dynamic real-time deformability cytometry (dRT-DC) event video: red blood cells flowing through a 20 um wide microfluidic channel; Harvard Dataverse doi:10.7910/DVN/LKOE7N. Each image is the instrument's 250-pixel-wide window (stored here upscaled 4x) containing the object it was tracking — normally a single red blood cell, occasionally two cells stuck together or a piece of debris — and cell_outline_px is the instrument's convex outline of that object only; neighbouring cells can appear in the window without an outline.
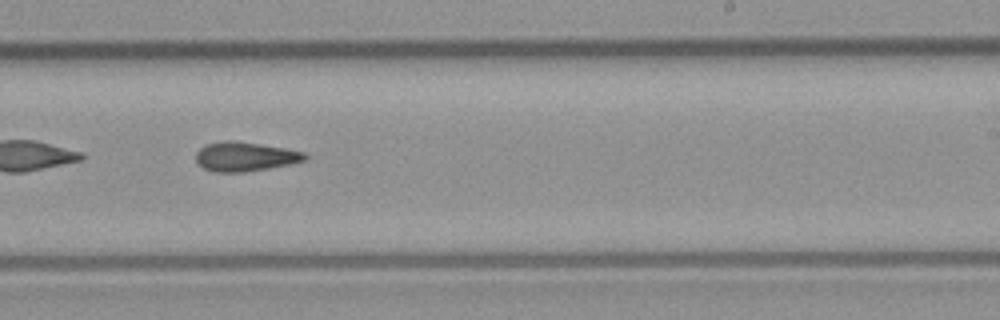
{"species": "common noctule bat (a hibernating species)", "species_latin": "Nyctalus noctula", "temperature_condition": "room temperature", "stored_images_in_passage": 35, "camera_frame_rate_fps": 3000, "um_per_image_px": 0.085, "animal": {"sex": "male", "body_mass_g": 23.1, "forearm_length_mm": 52.7}, "frame": {"image": 1, "passage_image": 16, "time_ms": 5.0, "image_size_px": [1000, 320], "cell_outline_px": [[308, 156], [304, 160], [288, 164], [268, 168], [244, 172], [216, 172], [204, 168], [196, 160], [196, 152], [200, 148], [208, 144], [228, 140], [236, 140], [284, 148], [304, 152]], "centroid_in_image_um": [20.82, 13.3], "position_along_channel_um": 268.2, "area_um2": 18.32}, "authors_computed_cell_mechanics": {"area_um2": 18.2648, "velocity_mm_per_s": 4.1428, "shape_relaxation_time_tau1_ms": null, "shape_relaxation_time_tau2_ms": 10.695, "deformation_change_tau1": null, "deformation_change_tau2": 0.2556}}